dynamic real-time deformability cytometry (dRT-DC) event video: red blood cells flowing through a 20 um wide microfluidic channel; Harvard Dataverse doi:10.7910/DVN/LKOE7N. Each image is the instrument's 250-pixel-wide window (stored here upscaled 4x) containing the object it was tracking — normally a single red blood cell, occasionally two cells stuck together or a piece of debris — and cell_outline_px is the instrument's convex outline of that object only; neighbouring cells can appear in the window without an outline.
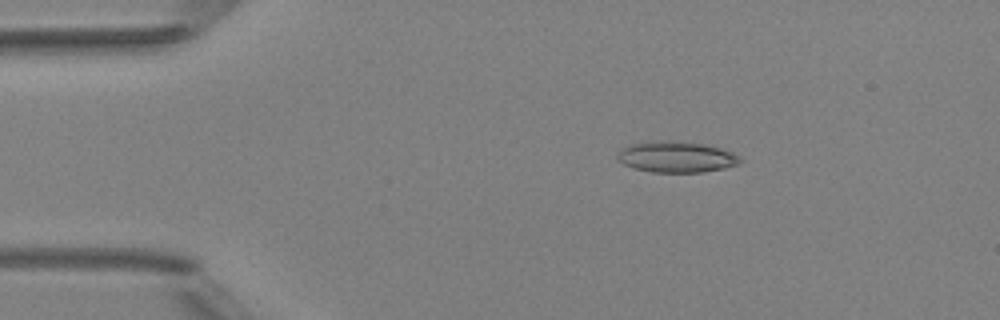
{"species": "Egyptian fruit bat (a non-hibernating species)", "species_latin": "Rousettus aegyptiacus", "temperature_condition": "room temperature", "stored_images_in_passage": 7, "camera_frame_rate_fps": 3000, "um_per_image_px": 0.085, "animal": {"sex": "female"}, "frame": {"image": 1, "passage_image": 2, "time_ms": 2.0, "image_size_px": [1000, 320], "cell_outline_px": [[744, 160], [740, 164], [724, 168], [704, 172], [652, 172], [632, 168], [624, 164], [616, 156], [624, 148], [632, 144], [664, 140], [672, 140], [704, 144], [720, 148], [732, 152], [740, 156]], "centroid_in_image_um": [57.56, 13.35], "position_along_channel_um": 27.4, "area_um2": 22.14}}
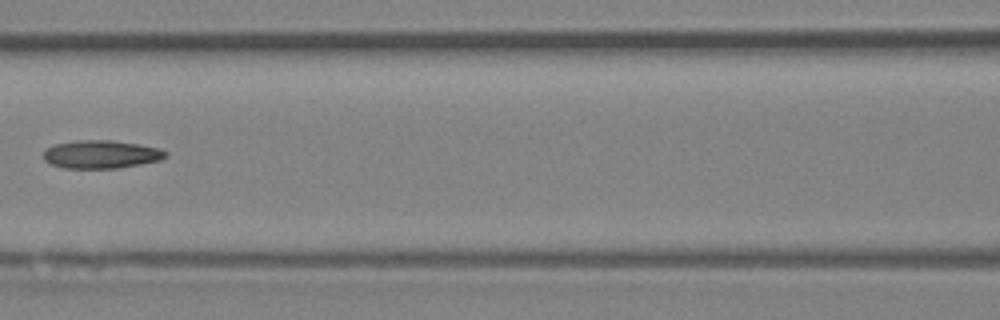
{"frame": {"image": 2, "passage_image": 6, "time_ms": 6.667, "image_size_px": [1000, 320], "cell_outline_px": [[168, 156], [160, 160], [140, 164], [116, 168], [64, 168], [52, 164], [44, 160], [44, 148], [56, 144], [76, 140], [112, 140], [140, 144], [160, 148], [168, 152]], "centroid_in_image_um": [8.61, 13.11], "position_along_channel_um": 158.0, "area_um2": 20.11}}
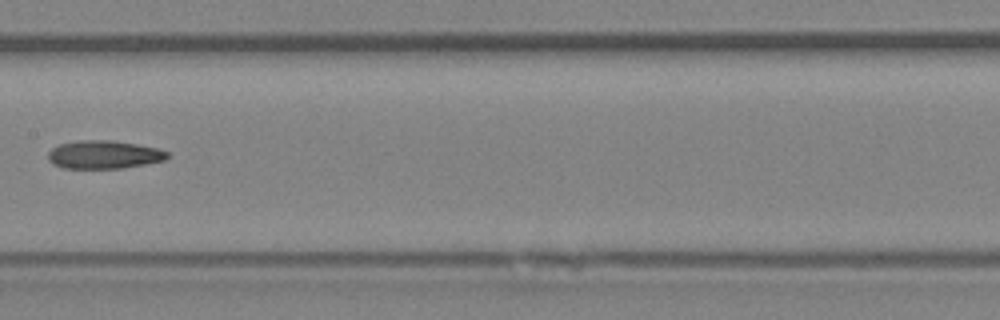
{"frame": {"image": 3, "passage_image": 7, "time_ms": 7.667, "image_size_px": [1000, 320], "cell_outline_px": [[168, 156], [164, 160], [124, 168], [64, 168], [52, 164], [48, 160], [48, 152], [52, 148], [60, 144], [80, 140], [112, 140], [136, 144], [156, 148], [168, 152]], "centroid_in_image_um": [8.8, 13.14], "position_along_channel_um": 198.6, "area_um2": 19.48}}